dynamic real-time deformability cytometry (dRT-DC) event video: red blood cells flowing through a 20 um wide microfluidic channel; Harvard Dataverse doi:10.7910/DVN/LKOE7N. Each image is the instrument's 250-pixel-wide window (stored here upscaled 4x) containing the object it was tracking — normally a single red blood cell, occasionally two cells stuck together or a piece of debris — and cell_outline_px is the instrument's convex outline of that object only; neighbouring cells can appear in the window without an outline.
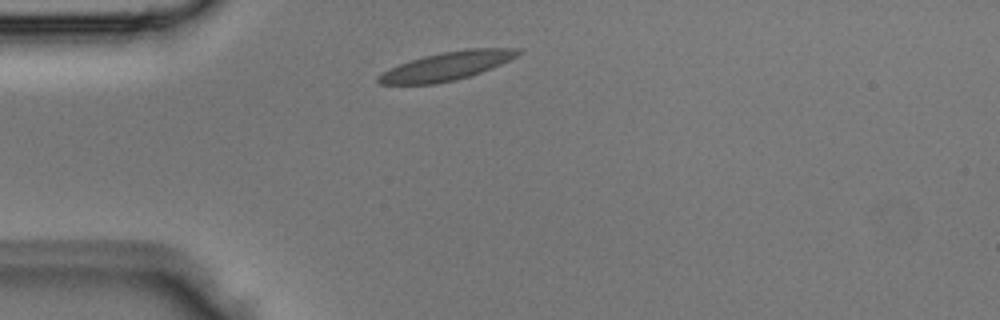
{"species": "Egyptian fruit bat (a non-hibernating species)", "species_latin": "Rousettus aegyptiacus", "temperature_condition": "room temperature", "stored_images_in_passage": 1, "camera_frame_rate_fps": 3000, "um_per_image_px": 0.085, "animal": {"sex": "male"}, "frame": {"image": 1, "passage_image": 1, "time_ms": 0.0, "image_size_px": [1000, 320], "cell_outline_px": [[524, 52], [500, 64], [480, 72], [468, 76], [436, 84], [380, 84], [376, 80], [376, 76], [400, 64], [424, 56], [440, 52], [468, 48], [520, 48]], "centroid_in_image_um": [37.99, 5.6], "position_along_channel_um": 47.0, "area_um2": 22.77}}